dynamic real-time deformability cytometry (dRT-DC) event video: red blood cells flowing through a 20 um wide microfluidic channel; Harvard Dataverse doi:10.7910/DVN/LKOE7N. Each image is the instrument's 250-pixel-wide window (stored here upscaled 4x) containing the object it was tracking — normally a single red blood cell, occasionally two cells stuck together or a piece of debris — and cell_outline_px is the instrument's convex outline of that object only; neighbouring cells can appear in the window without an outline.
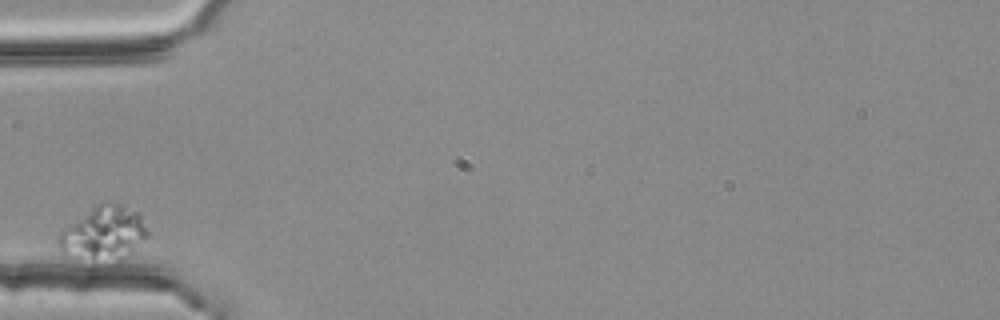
{"species": "common noctule bat (a hibernating species)", "species_latin": "Nyctalus noctula", "temperature_condition": "room temperature", "stored_images_in_passage": 8, "camera_frame_rate_fps": 3000, "um_per_image_px": 0.085, "animal": {"sex": "female", "body_mass_g": 25.1}, "frame": {"image": 1, "passage_image": 4, "time_ms": 1.0, "image_size_px": [1000, 320], "cell_outline_px": [[148, 236], [120, 264], [92, 272], [76, 264], [64, 256], [60, 252], [56, 244], [56, 236], [64, 228], [96, 204], [120, 204], [140, 212], [148, 232]], "centroid_in_image_um": [8.71, 20.11], "position_along_channel_um": 76.3, "area_um2": 31.21}}
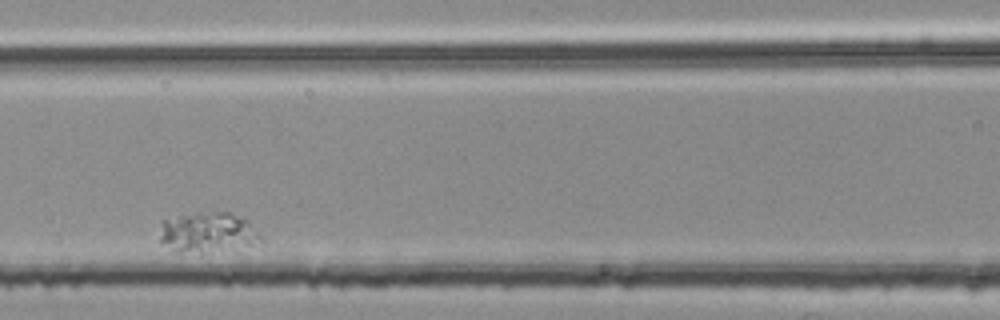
{"frame": {"image": 2, "passage_image": 6, "time_ms": 1.667, "image_size_px": [1000, 320], "cell_outline_px": [[264, 240], [248, 244], [200, 252], [176, 252], [160, 244], [160, 220], [180, 216], [212, 212], [228, 212], [248, 220]], "centroid_in_image_um": [17.57, 19.74], "position_along_channel_um": 149.0, "area_um2": 23.06}}
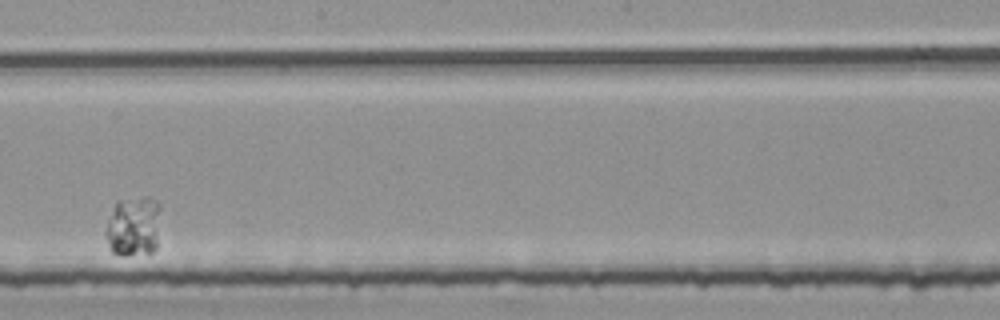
{"frame": {"image": 3, "passage_image": 8, "time_ms": 2.333, "image_size_px": [1000, 320], "cell_outline_px": [[160, 208], [156, 248], [152, 252], [124, 256], [112, 252], [104, 236], [104, 232], [108, 220], [116, 200], [144, 196], [148, 196], [160, 204]], "centroid_in_image_um": [11.33, 19.22], "position_along_channel_um": 236.9, "area_um2": 19.59}}